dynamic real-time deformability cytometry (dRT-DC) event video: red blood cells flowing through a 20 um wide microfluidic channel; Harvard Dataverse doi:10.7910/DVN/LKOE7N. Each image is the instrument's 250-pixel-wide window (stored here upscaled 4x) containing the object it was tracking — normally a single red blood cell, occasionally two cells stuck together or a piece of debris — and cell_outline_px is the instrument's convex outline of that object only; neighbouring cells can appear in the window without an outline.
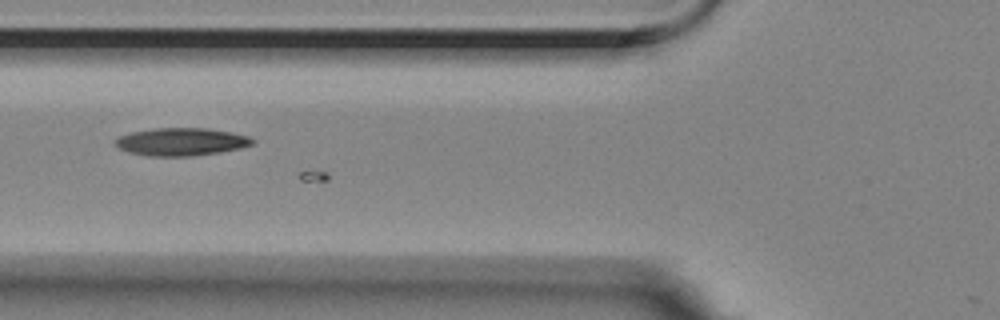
{"species": "Egyptian fruit bat (a non-hibernating species)", "species_latin": "Rousettus aegyptiacus", "temperature_condition": "room temperature", "stored_images_in_passage": 8, "camera_frame_rate_fps": 3000, "um_per_image_px": 0.085, "animal": {"sex": "female"}, "frame": {"image": 1, "passage_image": 6, "time_ms": 1.667, "image_size_px": [1000, 320], "cell_outline_px": [[256, 140], [252, 144], [240, 148], [220, 152], [192, 156], [148, 156], [128, 152], [120, 148], [112, 140], [120, 136], [132, 132], [156, 128], [208, 128], [232, 132], [248, 136]], "centroid_in_image_um": [15.41, 12.05], "position_along_channel_um": 110.4, "area_um2": 22.2}}